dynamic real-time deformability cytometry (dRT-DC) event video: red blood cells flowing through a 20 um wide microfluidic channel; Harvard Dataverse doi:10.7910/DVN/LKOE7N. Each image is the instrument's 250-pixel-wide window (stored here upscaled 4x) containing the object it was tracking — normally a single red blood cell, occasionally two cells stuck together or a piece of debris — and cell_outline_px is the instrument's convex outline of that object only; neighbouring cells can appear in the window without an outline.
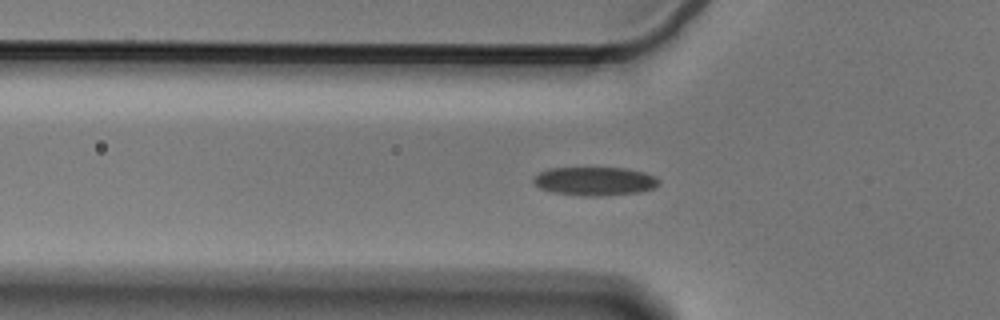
{"species": "Egyptian fruit bat (a non-hibernating species)", "species_latin": "Rousettus aegyptiacus", "temperature_condition": "cold", "stored_images_in_passage": 56, "camera_frame_rate_fps": 3000, "um_per_image_px": 0.085, "animal": {"sex": "male"}, "frame": {"image": 1, "passage_image": 18, "time_ms": 5.667, "image_size_px": [1000, 320], "cell_outline_px": [[660, 184], [656, 188], [640, 192], [596, 196], [588, 196], [552, 192], [540, 188], [532, 180], [540, 172], [548, 168], [628, 168], [644, 172], [656, 176], [660, 180]], "centroid_in_image_um": [50.62, 15.39], "position_along_channel_um": 75.2, "area_um2": 20.92}}
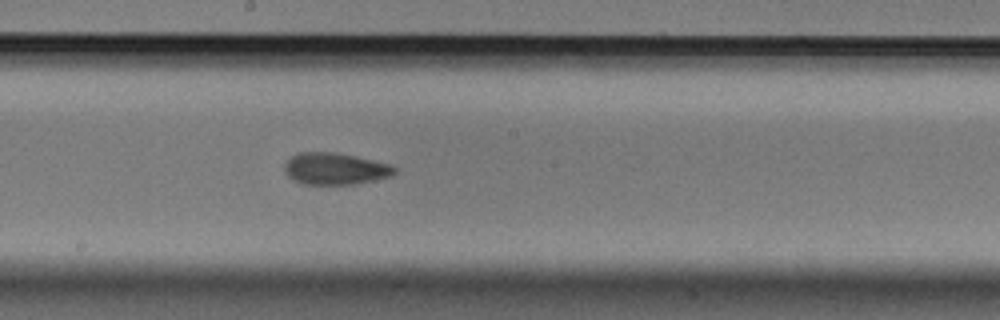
{"frame": {"image": 2, "passage_image": 30, "time_ms": 9.667, "image_size_px": [1000, 320], "cell_outline_px": [[396, 172], [392, 176], [376, 180], [356, 184], [300, 184], [292, 180], [284, 172], [284, 164], [292, 156], [300, 152], [336, 152], [356, 156], [392, 164], [396, 168]], "centroid_in_image_um": [28.5, 14.34], "position_along_channel_um": 219.7, "area_um2": 20.69}}
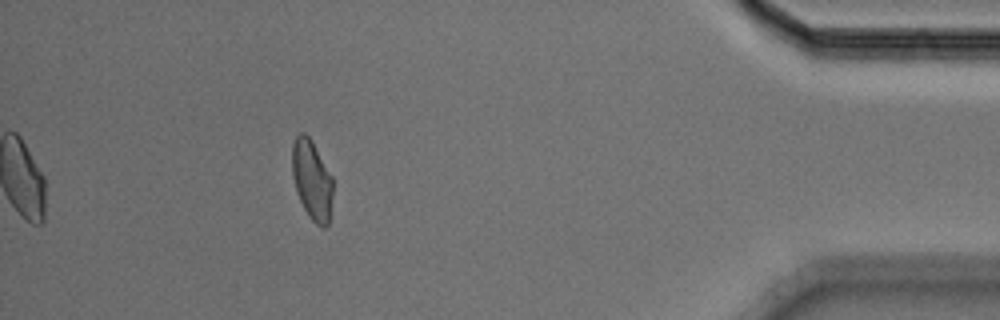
{"frame": {"image": 3, "passage_image": 50, "time_ms": 16.333, "image_size_px": [1000, 320], "cell_outline_px": [[332, 196], [328, 224], [324, 228], [320, 228], [308, 216], [296, 192], [292, 176], [292, 144], [296, 136], [300, 132], [304, 132], [312, 140], [332, 176]], "centroid_in_image_um": [26.5, 15.28], "position_along_channel_um": 408.7, "area_um2": 19.02}, "authors_computed_cell_mechanics": {"area_um2": 20.23, "velocity_mm_per_s": 3.5782, "shape_relaxation_time_tau1_ms": 9.3283, "shape_relaxation_time_tau2_ms": 2.3594, "deformation_change_tau1": 0.1764, "deformation_change_tau2": 0.0825}}